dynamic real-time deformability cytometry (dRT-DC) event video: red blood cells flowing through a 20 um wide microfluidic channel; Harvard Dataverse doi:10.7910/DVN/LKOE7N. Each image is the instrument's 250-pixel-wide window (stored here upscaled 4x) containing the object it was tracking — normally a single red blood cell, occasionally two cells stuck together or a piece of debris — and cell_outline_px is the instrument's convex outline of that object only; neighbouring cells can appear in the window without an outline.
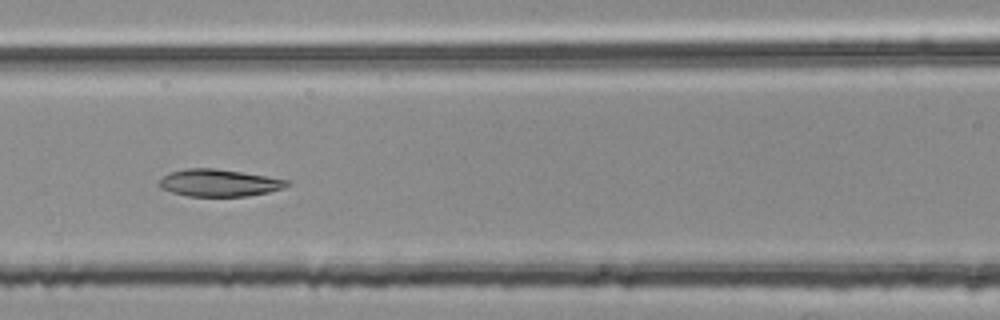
{"species": "common noctule bat (a hibernating species)", "species_latin": "Nyctalus noctula", "temperature_condition": "room temperature", "stored_images_in_passage": 51, "segment_of_instrument_passage": [2, 2], "camera_frame_rate_fps": 3000, "um_per_image_px": 0.085, "animal": {"sex": "female", "body_mass_g": 25.1}, "frame": {"image": 1, "passage_image": 23, "time_ms": 7.333, "image_size_px": [1000, 320], "cell_outline_px": [[292, 184], [284, 188], [268, 192], [248, 196], [188, 196], [172, 192], [160, 188], [156, 184], [168, 172], [184, 168], [212, 168], [268, 176], [288, 180]], "centroid_in_image_um": [18.6, 15.54], "position_along_channel_um": 148.0, "area_um2": 20.35}}
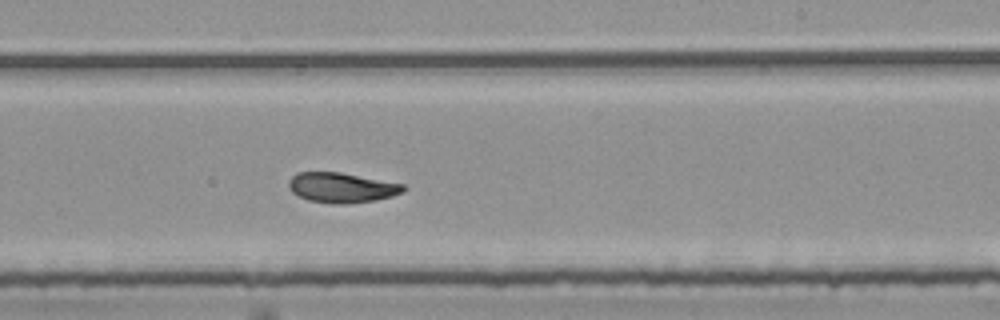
{"frame": {"image": 2, "passage_image": 32, "time_ms": 10.333, "image_size_px": [1000, 320], "cell_outline_px": [[408, 188], [404, 192], [392, 196], [376, 200], [344, 204], [336, 204], [308, 200], [292, 192], [288, 188], [288, 180], [296, 172], [340, 172], [404, 184]], "centroid_in_image_um": [29.05, 15.94], "position_along_channel_um": 259.9, "area_um2": 20.17}}
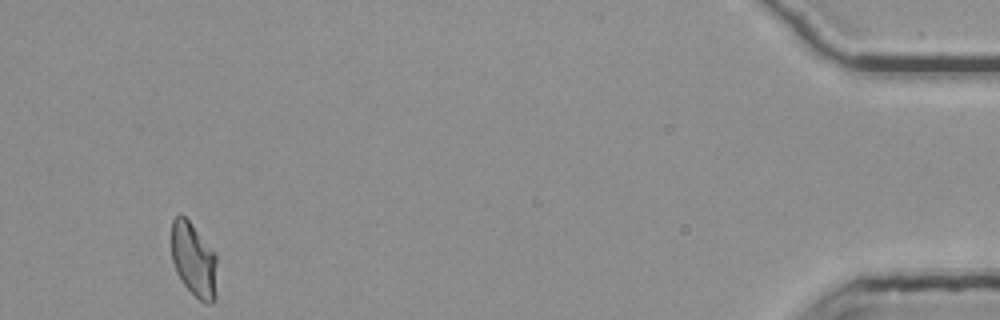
{"frame": {"image": 3, "passage_image": 51, "time_ms": 16.667, "image_size_px": [1000, 320], "cell_outline_px": [[216, 300], [212, 304], [204, 304], [180, 280], [176, 272], [172, 260], [172, 220], [176, 216], [184, 216], [188, 220], [216, 252]], "centroid_in_image_um": [16.49, 22.12], "position_along_channel_um": 418.7, "area_um2": 19.77}}